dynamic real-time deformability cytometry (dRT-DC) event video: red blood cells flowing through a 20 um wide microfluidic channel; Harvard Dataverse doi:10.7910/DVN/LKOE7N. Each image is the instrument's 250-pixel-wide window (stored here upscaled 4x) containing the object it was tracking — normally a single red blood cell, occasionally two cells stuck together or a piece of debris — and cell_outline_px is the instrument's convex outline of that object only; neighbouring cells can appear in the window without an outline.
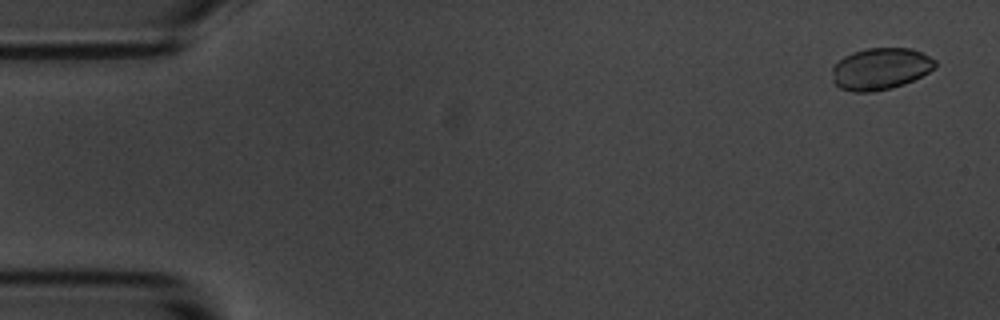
{"species": "common noctule bat (a hibernating species)", "species_latin": "Nyctalus noctula", "temperature_condition": "room temperature", "stored_images_in_passage": 4, "camera_frame_rate_fps": 3000, "um_per_image_px": 0.085, "animal": {"sex": "male", "body_mass_g": 20.1, "forearm_length_mm": 53.5}, "frame": {"image": 1, "passage_image": 1, "time_ms": 0.0, "image_size_px": [1000, 320], "cell_outline_px": [[936, 64], [928, 72], [904, 84], [892, 88], [872, 92], [852, 92], [840, 88], [832, 80], [832, 68], [844, 56], [852, 52], [868, 48], [912, 48], [936, 60]], "centroid_in_image_um": [74.81, 5.85], "position_along_channel_um": 10.2, "area_um2": 24.97}}